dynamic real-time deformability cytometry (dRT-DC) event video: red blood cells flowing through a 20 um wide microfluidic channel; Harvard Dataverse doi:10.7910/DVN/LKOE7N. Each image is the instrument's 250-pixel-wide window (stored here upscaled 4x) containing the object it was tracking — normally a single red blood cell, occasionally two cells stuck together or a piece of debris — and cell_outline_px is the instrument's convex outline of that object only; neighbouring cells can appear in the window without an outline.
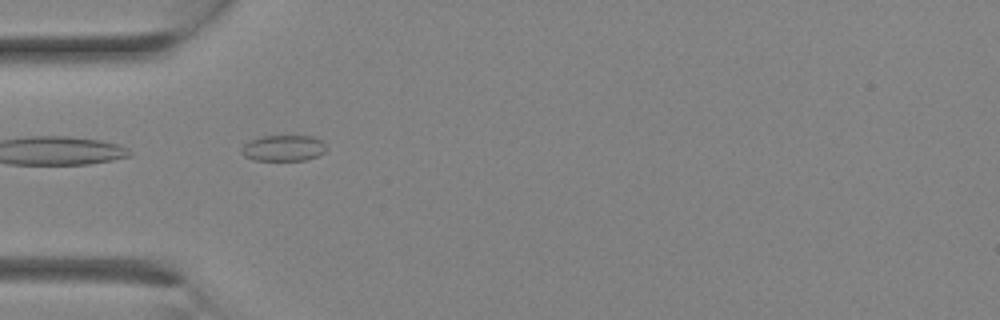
{"species": "Egyptian fruit bat (a non-hibernating species)", "species_latin": "Rousettus aegyptiacus", "temperature_condition": "room temperature", "stored_images_in_passage": 27, "camera_frame_rate_fps": 3000, "um_per_image_px": 0.085, "animal": {"sex": "female"}, "frame": {"image": 1, "passage_image": 9, "time_ms": 2.667, "image_size_px": [1000, 320], "cell_outline_px": [[324, 152], [316, 156], [304, 160], [252, 160], [244, 156], [240, 152], [240, 148], [244, 144], [260, 136], [312, 136], [320, 140], [324, 144]], "centroid_in_image_um": [24.02, 12.59], "position_along_channel_um": 61.0, "area_um2": 12.72}}